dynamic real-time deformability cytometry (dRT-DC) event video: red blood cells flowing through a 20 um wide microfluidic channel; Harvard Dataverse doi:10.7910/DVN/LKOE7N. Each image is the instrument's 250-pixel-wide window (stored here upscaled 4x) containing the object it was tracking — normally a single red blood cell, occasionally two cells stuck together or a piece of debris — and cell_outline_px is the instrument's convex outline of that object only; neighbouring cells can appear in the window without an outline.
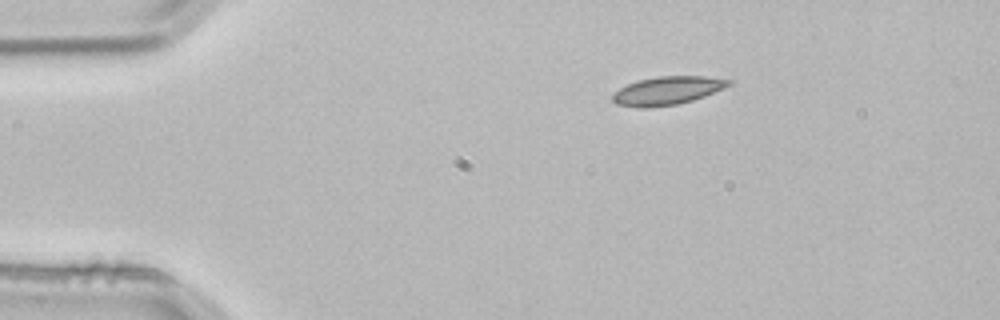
{"species": "common noctule bat (a hibernating species)", "species_latin": "Nyctalus noctula", "temperature_condition": "room temperature", "stored_images_in_passage": 2, "camera_frame_rate_fps": 3000, "um_per_image_px": 0.085, "animal": {"sex": "male", "body_mass_g": 21.5, "forearm_length_mm": 52.0}, "frame": {"image": 1, "passage_image": 1, "time_ms": 0.0, "image_size_px": [1000, 320], "cell_outline_px": [[732, 84], [724, 88], [704, 96], [692, 100], [676, 104], [644, 108], [636, 108], [616, 104], [612, 100], [612, 96], [620, 88], [628, 84], [640, 80], [656, 76], [704, 76], [732, 80]], "centroid_in_image_um": [56.72, 7.7], "position_along_channel_um": 28.3, "area_um2": 19.02}}